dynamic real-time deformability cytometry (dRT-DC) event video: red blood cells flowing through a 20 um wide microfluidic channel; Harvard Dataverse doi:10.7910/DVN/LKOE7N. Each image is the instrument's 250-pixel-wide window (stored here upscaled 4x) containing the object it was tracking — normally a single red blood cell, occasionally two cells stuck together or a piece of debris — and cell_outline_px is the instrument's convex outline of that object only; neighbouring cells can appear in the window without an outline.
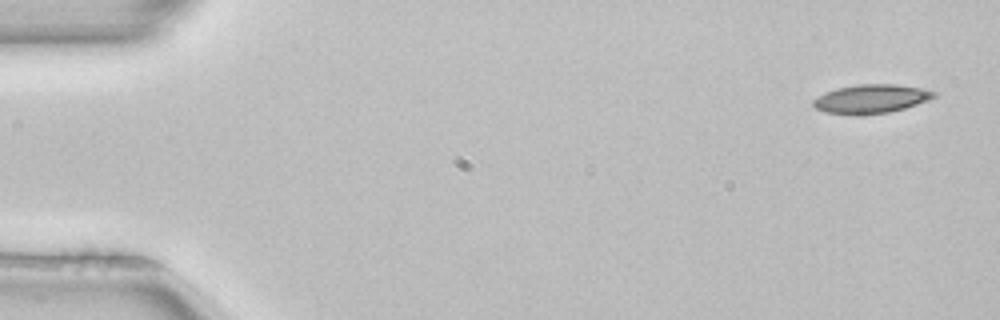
{"species": "common noctule bat (a hibernating species)", "species_latin": "Nyctalus noctula", "temperature_condition": "room temperature", "stored_images_in_passage": 3, "camera_frame_rate_fps": 3000, "um_per_image_px": 0.085, "animal": {"sex": "female", "body_mass_g": 22.7, "forearm_length_mm": 54.2}, "frame": {"image": 1, "passage_image": 1, "time_ms": 0.0, "image_size_px": [1000, 320], "cell_outline_px": [[936, 96], [928, 100], [904, 108], [888, 112], [824, 112], [816, 108], [812, 104], [812, 100], [824, 92], [836, 88], [856, 84], [896, 84], [920, 88], [936, 92]], "centroid_in_image_um": [74.04, 8.35], "position_along_channel_um": 11.0, "area_um2": 19.48}}